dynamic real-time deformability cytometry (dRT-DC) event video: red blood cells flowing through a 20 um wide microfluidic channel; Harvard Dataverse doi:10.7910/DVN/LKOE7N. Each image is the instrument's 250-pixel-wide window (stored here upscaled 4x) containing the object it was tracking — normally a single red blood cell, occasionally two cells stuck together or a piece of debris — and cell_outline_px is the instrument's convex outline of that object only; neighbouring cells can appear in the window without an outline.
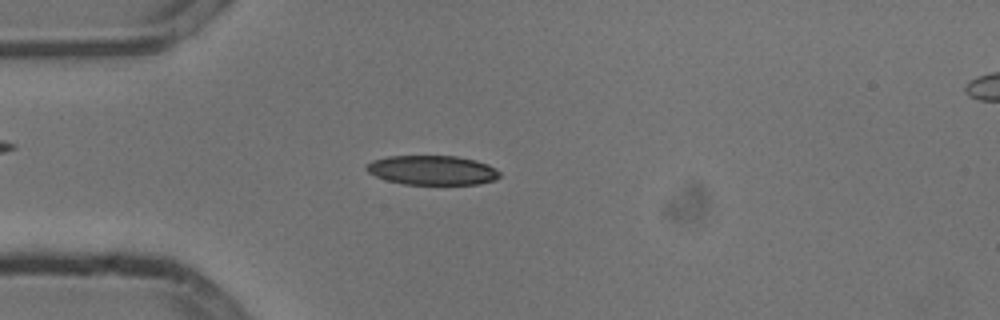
{"species": "common noctule bat (a hibernating species)", "species_latin": "Nyctalus noctula", "temperature_condition": "cold", "stored_images_in_passage": 38, "camera_frame_rate_fps": 3000, "um_per_image_px": 0.085, "animal": {"sex": "male", "body_mass_g": 13.3}, "frame": {"image": 1, "passage_image": 15, "time_ms": 4.667, "image_size_px": [1000, 320], "cell_outline_px": [[500, 176], [496, 180], [480, 184], [404, 184], [388, 180], [376, 176], [368, 172], [364, 168], [364, 164], [372, 160], [388, 156], [456, 156], [476, 160], [488, 164], [496, 168], [500, 172]], "centroid_in_image_um": [36.75, 14.46], "position_along_channel_um": 48.3, "area_um2": 23.0}}
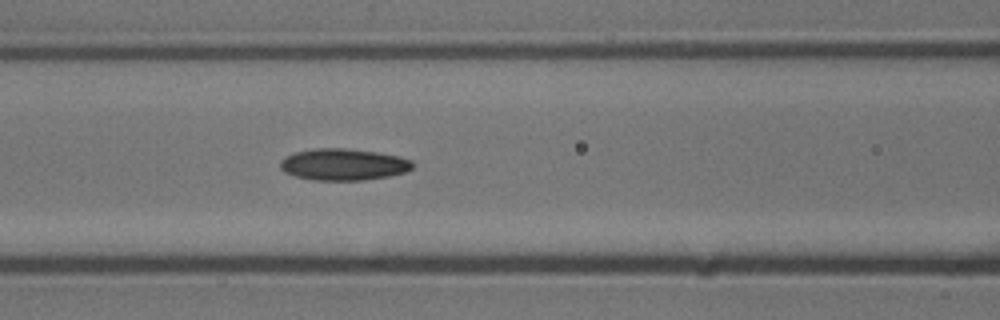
{"frame": {"image": 2, "passage_image": 23, "time_ms": 7.333, "image_size_px": [1000, 320], "cell_outline_px": [[416, 164], [412, 168], [404, 172], [388, 176], [364, 180], [312, 180], [296, 176], [284, 172], [280, 168], [280, 160], [284, 156], [296, 152], [316, 148], [344, 148], [376, 152], [400, 156], [412, 160]], "centroid_in_image_um": [29.19, 13.98], "position_along_channel_um": 137.4, "area_um2": 24.51}}
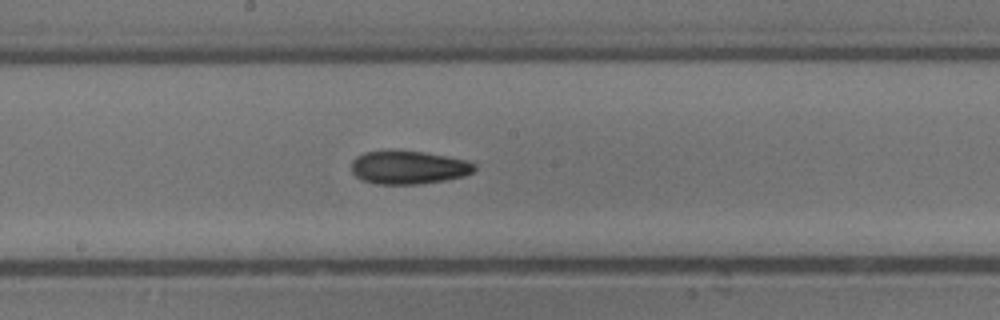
{"frame": {"image": 3, "passage_image": 29, "time_ms": 9.333, "image_size_px": [1000, 320], "cell_outline_px": [[476, 168], [472, 172], [464, 176], [444, 180], [420, 184], [376, 184], [360, 180], [352, 172], [352, 160], [356, 156], [364, 152], [424, 152], [464, 160], [476, 164]], "centroid_in_image_um": [34.7, 14.26], "position_along_channel_um": 213.5, "area_um2": 23.47}}